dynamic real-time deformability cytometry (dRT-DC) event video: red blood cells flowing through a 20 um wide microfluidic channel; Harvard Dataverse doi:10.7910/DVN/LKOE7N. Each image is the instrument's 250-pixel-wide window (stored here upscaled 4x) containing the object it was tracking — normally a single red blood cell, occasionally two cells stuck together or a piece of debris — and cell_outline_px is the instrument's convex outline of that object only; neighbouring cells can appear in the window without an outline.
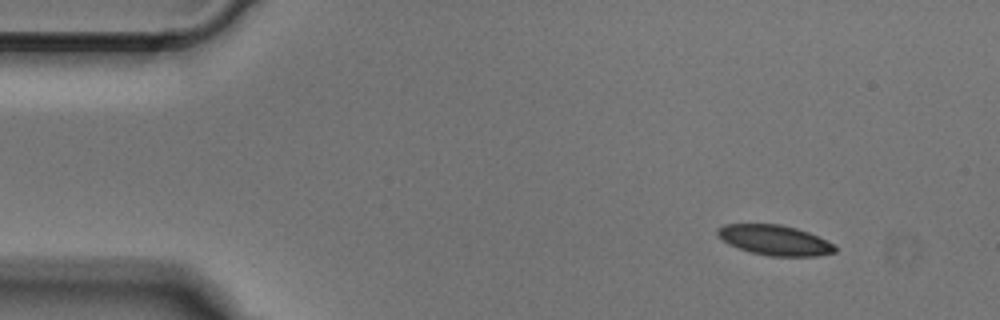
{"species": "Egyptian fruit bat (a non-hibernating species)", "species_latin": "Rousettus aegyptiacus", "temperature_condition": "cold", "stored_images_in_passage": 46, "camera_frame_rate_fps": 3000, "um_per_image_px": 0.085, "animal": {"sex": "male"}, "frame": {"image": 1, "passage_image": 1, "time_ms": 0.0, "image_size_px": [1000, 320], "cell_outline_px": [[836, 252], [816, 256], [768, 256], [752, 252], [728, 244], [716, 236], [716, 228], [724, 224], [780, 224], [796, 228], [808, 232], [836, 244]], "centroid_in_image_um": [65.84, 20.41], "position_along_channel_um": 19.2, "area_um2": 20.75}}
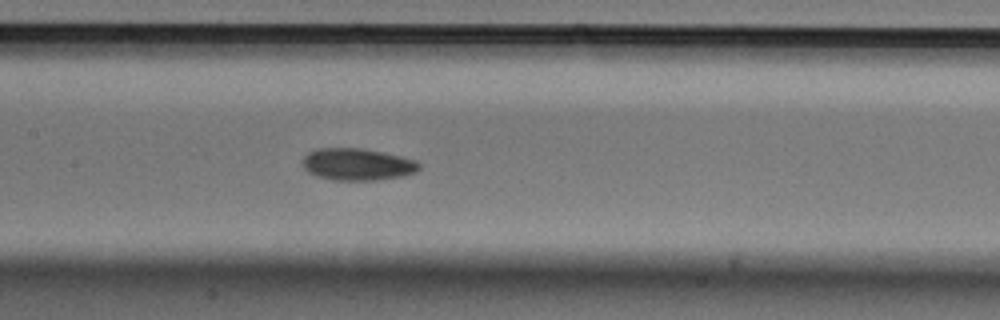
{"frame": {"image": 2, "passage_image": 19, "time_ms": 6.0, "image_size_px": [1000, 320], "cell_outline_px": [[420, 168], [416, 172], [400, 176], [376, 180], [332, 180], [316, 176], [308, 172], [304, 168], [304, 156], [308, 152], [316, 148], [360, 148], [400, 156], [416, 160], [420, 164]], "centroid_in_image_um": [30.36, 13.97], "position_along_channel_um": 177.0, "area_um2": 21.62}}
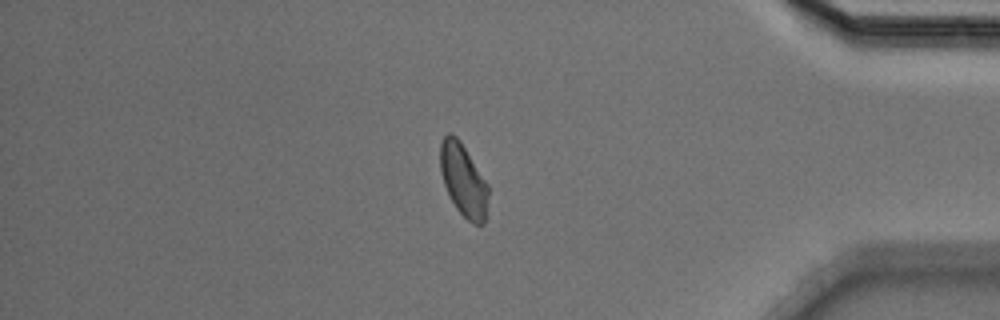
{"frame": {"image": 3, "passage_image": 38, "time_ms": 12.333, "image_size_px": [1000, 320], "cell_outline_px": [[488, 196], [484, 224], [476, 224], [468, 220], [456, 208], [444, 184], [440, 168], [440, 140], [448, 132], [452, 132], [460, 140], [488, 184]], "centroid_in_image_um": [39.38, 15.26], "position_along_channel_um": 395.8, "area_um2": 20.17}}